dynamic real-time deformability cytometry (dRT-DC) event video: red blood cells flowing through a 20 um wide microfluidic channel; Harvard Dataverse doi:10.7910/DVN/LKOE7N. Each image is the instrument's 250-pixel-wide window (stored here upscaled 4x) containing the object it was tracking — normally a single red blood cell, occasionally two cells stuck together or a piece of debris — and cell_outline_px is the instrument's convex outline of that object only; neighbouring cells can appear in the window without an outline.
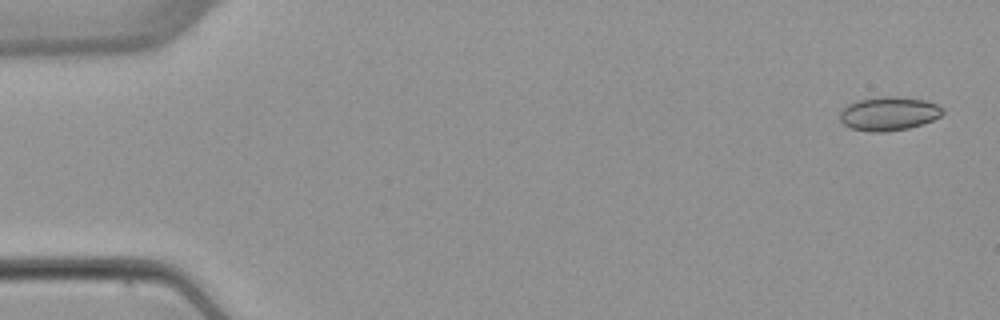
{"species": "common noctule bat (a hibernating species)", "species_latin": "Nyctalus noctula", "temperature_condition": "warm", "stored_images_in_passage": 4, "camera_frame_rate_fps": 3000, "um_per_image_px": 0.085, "animal": {"sex": "female", "body_mass_g": 22.7, "forearm_length_mm": 54.2}, "frame": {"image": 1, "passage_image": 1, "time_ms": 0.0, "image_size_px": [1000, 320], "cell_outline_px": [[944, 112], [940, 116], [924, 124], [908, 128], [888, 132], [868, 132], [852, 128], [844, 124], [840, 120], [840, 112], [848, 104], [856, 100], [884, 96], [896, 96], [924, 100], [936, 104], [944, 108]], "centroid_in_image_um": [75.55, 9.66], "position_along_channel_um": 9.4, "area_um2": 20.35}}
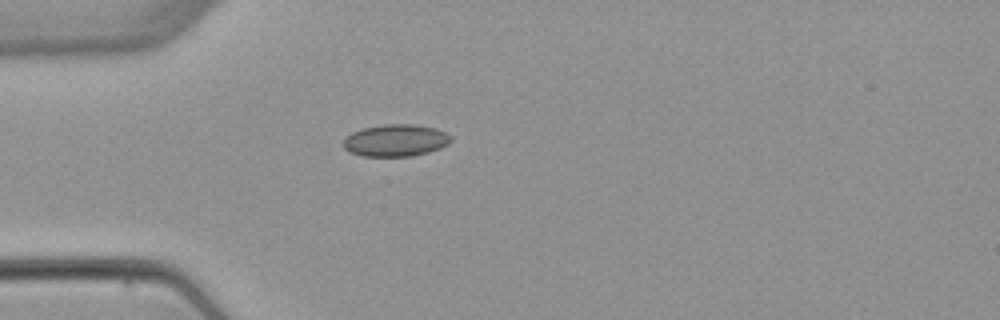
{"frame": {"image": 2, "passage_image": 4, "time_ms": 4.333, "image_size_px": [1000, 320], "cell_outline_px": [[452, 140], [448, 144], [440, 148], [428, 152], [412, 156], [364, 156], [348, 152], [344, 148], [344, 140], [352, 132], [364, 128], [384, 124], [412, 124], [436, 128], [452, 136]], "centroid_in_image_um": [33.65, 11.93], "position_along_channel_um": 51.4, "area_um2": 20.06}}